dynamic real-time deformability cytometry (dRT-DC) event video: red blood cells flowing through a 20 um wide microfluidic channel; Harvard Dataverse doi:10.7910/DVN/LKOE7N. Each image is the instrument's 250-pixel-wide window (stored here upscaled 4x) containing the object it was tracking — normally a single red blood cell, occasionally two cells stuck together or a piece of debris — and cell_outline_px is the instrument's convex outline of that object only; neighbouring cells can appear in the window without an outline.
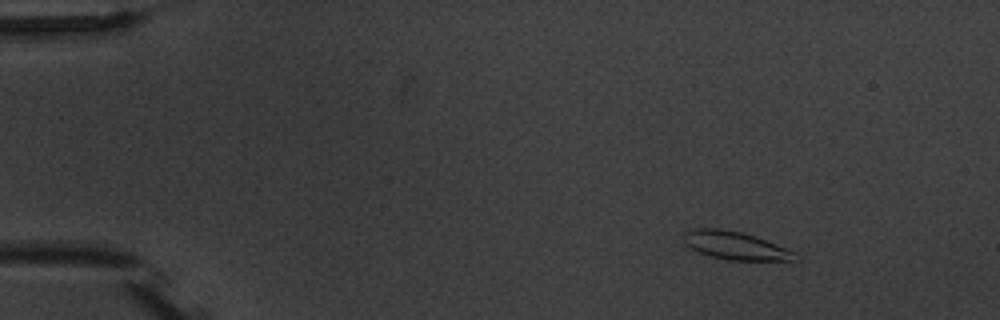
{"species": "common noctule bat (a hibernating species)", "species_latin": "Nyctalus noctula", "temperature_condition": "warm", "stored_images_in_passage": 6, "camera_frame_rate_fps": 3000, "um_per_image_px": 0.085, "animal": {"sex": "male", "body_mass_g": 20.1, "forearm_length_mm": 53.5}, "frame": {"image": 1, "passage_image": 2, "time_ms": 2.0, "image_size_px": [1000, 320], "cell_outline_px": [[800, 260], [728, 260], [712, 256], [700, 252], [692, 248], [684, 240], [684, 232], [696, 228], [720, 228], [740, 232], [764, 240], [796, 252]], "centroid_in_image_um": [62.52, 20.88], "position_along_channel_um": 22.5, "area_um2": 17.74}}